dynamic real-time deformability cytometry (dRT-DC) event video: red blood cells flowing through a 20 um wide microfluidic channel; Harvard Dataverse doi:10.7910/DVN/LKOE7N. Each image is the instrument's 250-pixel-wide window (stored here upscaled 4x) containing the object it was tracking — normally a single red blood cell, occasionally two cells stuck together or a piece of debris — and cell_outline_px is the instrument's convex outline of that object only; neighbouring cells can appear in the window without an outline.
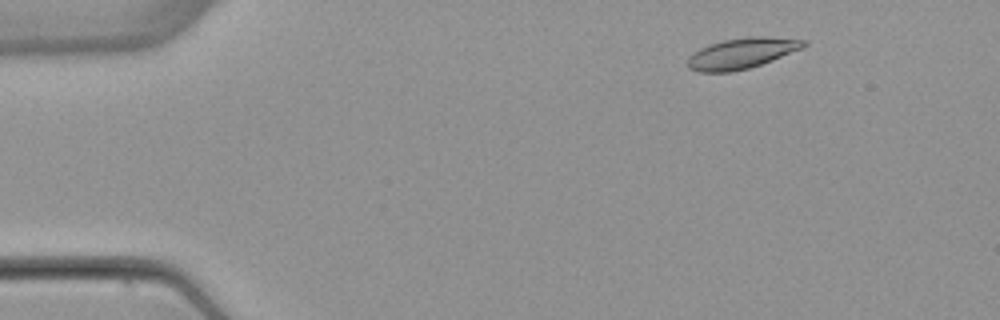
{"species": "common noctule bat (a hibernating species)", "species_latin": "Nyctalus noctula", "temperature_condition": "warm", "stored_images_in_passage": 51, "camera_frame_rate_fps": 3000, "um_per_image_px": 0.085, "animal": {"sex": "female", "body_mass_g": 22.7, "forearm_length_mm": 54.2}, "frame": {"image": 1, "passage_image": 5, "time_ms": 1.333, "image_size_px": [1000, 320], "cell_outline_px": [[808, 44], [804, 48], [772, 60], [748, 68], [732, 72], [696, 72], [688, 68], [688, 56], [700, 48], [708, 44], [724, 40], [752, 36], [764, 36], [804, 40]], "centroid_in_image_um": [63.03, 4.53], "position_along_channel_um": 22.0, "area_um2": 20.75}}
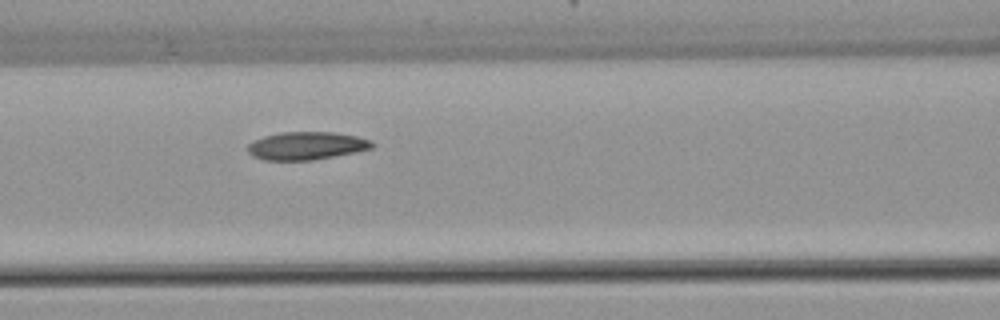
{"frame": {"image": 2, "passage_image": 21, "time_ms": 6.667, "image_size_px": [1000, 320], "cell_outline_px": [[376, 144], [372, 148], [356, 152], [312, 160], [264, 160], [252, 156], [248, 152], [248, 144], [264, 136], [280, 132], [332, 132], [356, 136], [372, 140]], "centroid_in_image_um": [26.07, 12.39], "position_along_channel_um": 140.5, "area_um2": 20.23}}
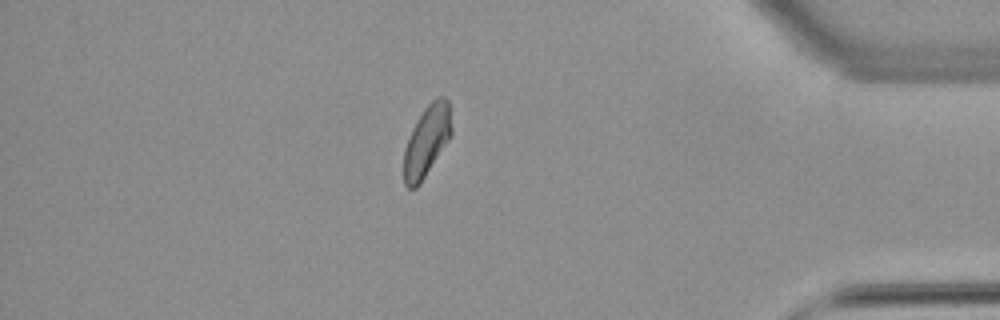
{"frame": {"image": 3, "passage_image": 44, "time_ms": 14.333, "image_size_px": [1000, 320], "cell_outline_px": [[452, 132], [448, 140], [420, 184], [416, 188], [408, 188], [404, 184], [404, 148], [412, 128], [424, 108], [436, 96], [444, 96], [448, 100], [452, 128]], "centroid_in_image_um": [36.27, 11.96], "position_along_channel_um": 398.9, "area_um2": 19.59}, "authors_computed_cell_mechanics": {"area_um2": 20.1722, "velocity_mm_per_s": 3.8444, "shape_relaxation_time_tau1_ms": 8.2064, "shape_relaxation_time_tau2_ms": 10.1341, "deformation_change_tau1": 0.1737, "deformation_change_tau2": 0.1656}}